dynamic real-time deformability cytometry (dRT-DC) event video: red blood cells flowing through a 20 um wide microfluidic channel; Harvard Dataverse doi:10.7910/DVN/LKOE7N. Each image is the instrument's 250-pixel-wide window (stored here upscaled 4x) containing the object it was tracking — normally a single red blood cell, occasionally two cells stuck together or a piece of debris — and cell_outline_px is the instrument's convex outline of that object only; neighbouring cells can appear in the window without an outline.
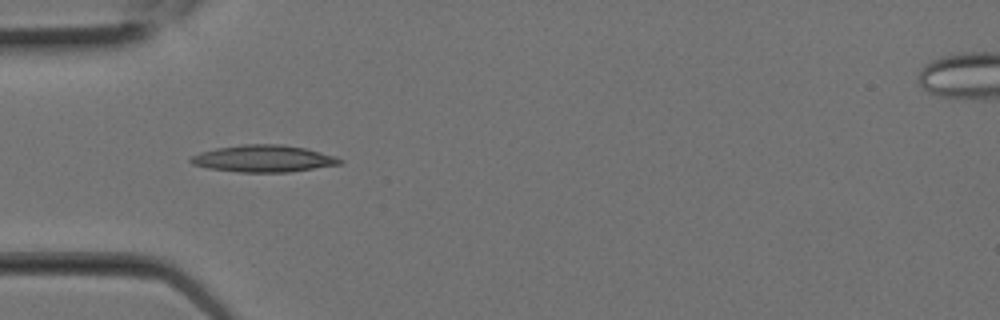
{"species": "Egyptian fruit bat (a non-hibernating species)", "species_latin": "Rousettus aegyptiacus", "temperature_condition": "room temperature", "stored_images_in_passage": 1, "camera_frame_rate_fps": 3000, "um_per_image_px": 0.085, "animal": {"sex": "female"}, "frame": {"image": 1, "passage_image": 1, "time_ms": 0.0, "image_size_px": [1000, 320], "cell_outline_px": [[344, 164], [288, 172], [240, 172], [208, 168], [192, 164], [188, 160], [192, 156], [200, 152], [216, 148], [244, 144], [280, 144], [304, 148], [336, 156], [344, 160]], "centroid_in_image_um": [22.42, 13.48], "position_along_channel_um": 62.6, "area_um2": 23.41}}